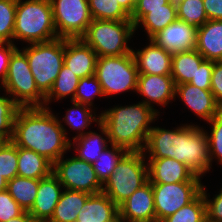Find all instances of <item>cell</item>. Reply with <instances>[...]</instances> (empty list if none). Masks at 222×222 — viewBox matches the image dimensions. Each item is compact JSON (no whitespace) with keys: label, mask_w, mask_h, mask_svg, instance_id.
<instances>
[{"label":"cell","mask_w":222,"mask_h":222,"mask_svg":"<svg viewBox=\"0 0 222 222\" xmlns=\"http://www.w3.org/2000/svg\"><path fill=\"white\" fill-rule=\"evenodd\" d=\"M49 107H20L11 141L44 156L52 164L71 148L67 130Z\"/></svg>","instance_id":"cell-1"},{"label":"cell","mask_w":222,"mask_h":222,"mask_svg":"<svg viewBox=\"0 0 222 222\" xmlns=\"http://www.w3.org/2000/svg\"><path fill=\"white\" fill-rule=\"evenodd\" d=\"M143 152L147 158H174L200 178L211 169L206 130L195 124L174 130L152 127Z\"/></svg>","instance_id":"cell-2"},{"label":"cell","mask_w":222,"mask_h":222,"mask_svg":"<svg viewBox=\"0 0 222 222\" xmlns=\"http://www.w3.org/2000/svg\"><path fill=\"white\" fill-rule=\"evenodd\" d=\"M100 123L107 129L110 145L128 151H144L151 123L159 114L143 102L115 106L99 114Z\"/></svg>","instance_id":"cell-3"},{"label":"cell","mask_w":222,"mask_h":222,"mask_svg":"<svg viewBox=\"0 0 222 222\" xmlns=\"http://www.w3.org/2000/svg\"><path fill=\"white\" fill-rule=\"evenodd\" d=\"M58 38L50 0H17L14 40L29 44Z\"/></svg>","instance_id":"cell-4"},{"label":"cell","mask_w":222,"mask_h":222,"mask_svg":"<svg viewBox=\"0 0 222 222\" xmlns=\"http://www.w3.org/2000/svg\"><path fill=\"white\" fill-rule=\"evenodd\" d=\"M134 33L135 26L131 20L92 19L80 39L96 52L97 57L120 56L132 52L127 43Z\"/></svg>","instance_id":"cell-5"},{"label":"cell","mask_w":222,"mask_h":222,"mask_svg":"<svg viewBox=\"0 0 222 222\" xmlns=\"http://www.w3.org/2000/svg\"><path fill=\"white\" fill-rule=\"evenodd\" d=\"M143 151H129L103 184L102 192L118 207L148 180V163Z\"/></svg>","instance_id":"cell-6"},{"label":"cell","mask_w":222,"mask_h":222,"mask_svg":"<svg viewBox=\"0 0 222 222\" xmlns=\"http://www.w3.org/2000/svg\"><path fill=\"white\" fill-rule=\"evenodd\" d=\"M39 91L46 96L64 65V38L29 44L22 50Z\"/></svg>","instance_id":"cell-7"},{"label":"cell","mask_w":222,"mask_h":222,"mask_svg":"<svg viewBox=\"0 0 222 222\" xmlns=\"http://www.w3.org/2000/svg\"><path fill=\"white\" fill-rule=\"evenodd\" d=\"M95 76L101 84L104 96L132 90L136 92L138 70L133 53L97 57Z\"/></svg>","instance_id":"cell-8"},{"label":"cell","mask_w":222,"mask_h":222,"mask_svg":"<svg viewBox=\"0 0 222 222\" xmlns=\"http://www.w3.org/2000/svg\"><path fill=\"white\" fill-rule=\"evenodd\" d=\"M2 87L20 107H44L45 96L36 86L26 54L18 48L11 55Z\"/></svg>","instance_id":"cell-9"},{"label":"cell","mask_w":222,"mask_h":222,"mask_svg":"<svg viewBox=\"0 0 222 222\" xmlns=\"http://www.w3.org/2000/svg\"><path fill=\"white\" fill-rule=\"evenodd\" d=\"M58 38L80 39L92 22L88 0H50Z\"/></svg>","instance_id":"cell-10"},{"label":"cell","mask_w":222,"mask_h":222,"mask_svg":"<svg viewBox=\"0 0 222 222\" xmlns=\"http://www.w3.org/2000/svg\"><path fill=\"white\" fill-rule=\"evenodd\" d=\"M52 173L65 189L82 191L90 195L102 192L103 184L99 181L93 164L64 155L53 164Z\"/></svg>","instance_id":"cell-11"},{"label":"cell","mask_w":222,"mask_h":222,"mask_svg":"<svg viewBox=\"0 0 222 222\" xmlns=\"http://www.w3.org/2000/svg\"><path fill=\"white\" fill-rule=\"evenodd\" d=\"M202 186L201 182L152 184L156 222L192 202L201 193Z\"/></svg>","instance_id":"cell-12"},{"label":"cell","mask_w":222,"mask_h":222,"mask_svg":"<svg viewBox=\"0 0 222 222\" xmlns=\"http://www.w3.org/2000/svg\"><path fill=\"white\" fill-rule=\"evenodd\" d=\"M123 222H156L152 183L148 180L119 206Z\"/></svg>","instance_id":"cell-13"},{"label":"cell","mask_w":222,"mask_h":222,"mask_svg":"<svg viewBox=\"0 0 222 222\" xmlns=\"http://www.w3.org/2000/svg\"><path fill=\"white\" fill-rule=\"evenodd\" d=\"M176 85L171 75L138 74L136 93L145 97L142 102L153 108L154 104L167 106L175 100ZM171 100V101H170Z\"/></svg>","instance_id":"cell-14"},{"label":"cell","mask_w":222,"mask_h":222,"mask_svg":"<svg viewBox=\"0 0 222 222\" xmlns=\"http://www.w3.org/2000/svg\"><path fill=\"white\" fill-rule=\"evenodd\" d=\"M197 28L184 21L176 20L154 35L151 40L168 53L196 49Z\"/></svg>","instance_id":"cell-15"},{"label":"cell","mask_w":222,"mask_h":222,"mask_svg":"<svg viewBox=\"0 0 222 222\" xmlns=\"http://www.w3.org/2000/svg\"><path fill=\"white\" fill-rule=\"evenodd\" d=\"M149 159V160H148ZM148 177L152 184L201 182V178L174 158H147Z\"/></svg>","instance_id":"cell-16"},{"label":"cell","mask_w":222,"mask_h":222,"mask_svg":"<svg viewBox=\"0 0 222 222\" xmlns=\"http://www.w3.org/2000/svg\"><path fill=\"white\" fill-rule=\"evenodd\" d=\"M175 96L195 115L207 122L222 111L211 90H203L190 83L176 85Z\"/></svg>","instance_id":"cell-17"},{"label":"cell","mask_w":222,"mask_h":222,"mask_svg":"<svg viewBox=\"0 0 222 222\" xmlns=\"http://www.w3.org/2000/svg\"><path fill=\"white\" fill-rule=\"evenodd\" d=\"M62 188V184L53 173L39 180L37 195L29 211L35 222H48L51 219L63 191Z\"/></svg>","instance_id":"cell-18"},{"label":"cell","mask_w":222,"mask_h":222,"mask_svg":"<svg viewBox=\"0 0 222 222\" xmlns=\"http://www.w3.org/2000/svg\"><path fill=\"white\" fill-rule=\"evenodd\" d=\"M97 54L81 39H64V65L79 78L95 75Z\"/></svg>","instance_id":"cell-19"},{"label":"cell","mask_w":222,"mask_h":222,"mask_svg":"<svg viewBox=\"0 0 222 222\" xmlns=\"http://www.w3.org/2000/svg\"><path fill=\"white\" fill-rule=\"evenodd\" d=\"M132 53L138 74L171 75L172 54L151 39L145 48L137 51L132 49Z\"/></svg>","instance_id":"cell-20"},{"label":"cell","mask_w":222,"mask_h":222,"mask_svg":"<svg viewBox=\"0 0 222 222\" xmlns=\"http://www.w3.org/2000/svg\"><path fill=\"white\" fill-rule=\"evenodd\" d=\"M76 222H119V207L103 192L90 195Z\"/></svg>","instance_id":"cell-21"},{"label":"cell","mask_w":222,"mask_h":222,"mask_svg":"<svg viewBox=\"0 0 222 222\" xmlns=\"http://www.w3.org/2000/svg\"><path fill=\"white\" fill-rule=\"evenodd\" d=\"M196 50L205 60L222 61V20H208L197 28Z\"/></svg>","instance_id":"cell-22"},{"label":"cell","mask_w":222,"mask_h":222,"mask_svg":"<svg viewBox=\"0 0 222 222\" xmlns=\"http://www.w3.org/2000/svg\"><path fill=\"white\" fill-rule=\"evenodd\" d=\"M100 134L89 131L85 133L83 136H79L73 139V143H70V146L75 149V152L78 153L76 157L80 160L89 162L93 164L98 157L100 156L101 152L108 146L109 143L107 129L99 122L98 123Z\"/></svg>","instance_id":"cell-23"},{"label":"cell","mask_w":222,"mask_h":222,"mask_svg":"<svg viewBox=\"0 0 222 222\" xmlns=\"http://www.w3.org/2000/svg\"><path fill=\"white\" fill-rule=\"evenodd\" d=\"M204 60L196 49L172 54L171 76L175 85L189 83L195 79L197 70Z\"/></svg>","instance_id":"cell-24"},{"label":"cell","mask_w":222,"mask_h":222,"mask_svg":"<svg viewBox=\"0 0 222 222\" xmlns=\"http://www.w3.org/2000/svg\"><path fill=\"white\" fill-rule=\"evenodd\" d=\"M53 170V164L44 156L30 149L18 147V176L30 179H43Z\"/></svg>","instance_id":"cell-25"},{"label":"cell","mask_w":222,"mask_h":222,"mask_svg":"<svg viewBox=\"0 0 222 222\" xmlns=\"http://www.w3.org/2000/svg\"><path fill=\"white\" fill-rule=\"evenodd\" d=\"M90 194L63 188L53 216L48 222H76L77 216Z\"/></svg>","instance_id":"cell-26"},{"label":"cell","mask_w":222,"mask_h":222,"mask_svg":"<svg viewBox=\"0 0 222 222\" xmlns=\"http://www.w3.org/2000/svg\"><path fill=\"white\" fill-rule=\"evenodd\" d=\"M177 20V10L170 3L165 8L148 9V13L135 25V31L143 25L148 36L151 39L169 24Z\"/></svg>","instance_id":"cell-27"},{"label":"cell","mask_w":222,"mask_h":222,"mask_svg":"<svg viewBox=\"0 0 222 222\" xmlns=\"http://www.w3.org/2000/svg\"><path fill=\"white\" fill-rule=\"evenodd\" d=\"M40 179L16 176L7 184V191L24 211H30L35 201Z\"/></svg>","instance_id":"cell-28"},{"label":"cell","mask_w":222,"mask_h":222,"mask_svg":"<svg viewBox=\"0 0 222 222\" xmlns=\"http://www.w3.org/2000/svg\"><path fill=\"white\" fill-rule=\"evenodd\" d=\"M72 103L73 107L67 109L66 115L64 116L62 121L67 124L70 129L72 128L77 131V135L73 137L74 139L87 133L86 131L84 132V130L87 129L92 122L98 124L100 122V116H97V118L95 111L91 109L93 107L89 105L78 103L75 101H72Z\"/></svg>","instance_id":"cell-29"},{"label":"cell","mask_w":222,"mask_h":222,"mask_svg":"<svg viewBox=\"0 0 222 222\" xmlns=\"http://www.w3.org/2000/svg\"><path fill=\"white\" fill-rule=\"evenodd\" d=\"M80 78L74 74L66 65H63L49 93L45 96L44 107L53 100H62L71 96V102L76 94ZM55 98V99H54Z\"/></svg>","instance_id":"cell-30"},{"label":"cell","mask_w":222,"mask_h":222,"mask_svg":"<svg viewBox=\"0 0 222 222\" xmlns=\"http://www.w3.org/2000/svg\"><path fill=\"white\" fill-rule=\"evenodd\" d=\"M107 146L100 154L98 159L93 163L94 170L99 181L104 184L112 175L121 159L129 152L120 146Z\"/></svg>","instance_id":"cell-31"},{"label":"cell","mask_w":222,"mask_h":222,"mask_svg":"<svg viewBox=\"0 0 222 222\" xmlns=\"http://www.w3.org/2000/svg\"><path fill=\"white\" fill-rule=\"evenodd\" d=\"M92 19L131 20V16L119 5L117 0H88Z\"/></svg>","instance_id":"cell-32"},{"label":"cell","mask_w":222,"mask_h":222,"mask_svg":"<svg viewBox=\"0 0 222 222\" xmlns=\"http://www.w3.org/2000/svg\"><path fill=\"white\" fill-rule=\"evenodd\" d=\"M161 222H207L206 202L202 192L192 202Z\"/></svg>","instance_id":"cell-33"},{"label":"cell","mask_w":222,"mask_h":222,"mask_svg":"<svg viewBox=\"0 0 222 222\" xmlns=\"http://www.w3.org/2000/svg\"><path fill=\"white\" fill-rule=\"evenodd\" d=\"M0 96V141L9 142L12 139L14 120L20 106L7 94ZM8 95V97H7Z\"/></svg>","instance_id":"cell-34"},{"label":"cell","mask_w":222,"mask_h":222,"mask_svg":"<svg viewBox=\"0 0 222 222\" xmlns=\"http://www.w3.org/2000/svg\"><path fill=\"white\" fill-rule=\"evenodd\" d=\"M177 19L196 28L204 25L208 18L205 13L203 0H183L177 9Z\"/></svg>","instance_id":"cell-35"},{"label":"cell","mask_w":222,"mask_h":222,"mask_svg":"<svg viewBox=\"0 0 222 222\" xmlns=\"http://www.w3.org/2000/svg\"><path fill=\"white\" fill-rule=\"evenodd\" d=\"M17 0H0V43H13Z\"/></svg>","instance_id":"cell-36"},{"label":"cell","mask_w":222,"mask_h":222,"mask_svg":"<svg viewBox=\"0 0 222 222\" xmlns=\"http://www.w3.org/2000/svg\"><path fill=\"white\" fill-rule=\"evenodd\" d=\"M18 147L12 142H0V174L10 181L18 176Z\"/></svg>","instance_id":"cell-37"},{"label":"cell","mask_w":222,"mask_h":222,"mask_svg":"<svg viewBox=\"0 0 222 222\" xmlns=\"http://www.w3.org/2000/svg\"><path fill=\"white\" fill-rule=\"evenodd\" d=\"M96 96L104 97L101 84L97 80V77L91 75L80 78L73 101L93 106V100Z\"/></svg>","instance_id":"cell-38"},{"label":"cell","mask_w":222,"mask_h":222,"mask_svg":"<svg viewBox=\"0 0 222 222\" xmlns=\"http://www.w3.org/2000/svg\"><path fill=\"white\" fill-rule=\"evenodd\" d=\"M211 124V133H207L209 158L212 166L213 159H217L220 165H222V111L217 114L212 120L208 121Z\"/></svg>","instance_id":"cell-39"},{"label":"cell","mask_w":222,"mask_h":222,"mask_svg":"<svg viewBox=\"0 0 222 222\" xmlns=\"http://www.w3.org/2000/svg\"><path fill=\"white\" fill-rule=\"evenodd\" d=\"M24 212L7 190L0 191V222L18 217Z\"/></svg>","instance_id":"cell-40"},{"label":"cell","mask_w":222,"mask_h":222,"mask_svg":"<svg viewBox=\"0 0 222 222\" xmlns=\"http://www.w3.org/2000/svg\"><path fill=\"white\" fill-rule=\"evenodd\" d=\"M205 185L202 186V194L206 202V214L207 222H222V188L216 194L215 197L208 199L210 197L205 190ZM209 195V196H208Z\"/></svg>","instance_id":"cell-41"},{"label":"cell","mask_w":222,"mask_h":222,"mask_svg":"<svg viewBox=\"0 0 222 222\" xmlns=\"http://www.w3.org/2000/svg\"><path fill=\"white\" fill-rule=\"evenodd\" d=\"M213 70V61L204 60L195 76V79H192L189 83L195 85L203 90H211V75Z\"/></svg>","instance_id":"cell-42"},{"label":"cell","mask_w":222,"mask_h":222,"mask_svg":"<svg viewBox=\"0 0 222 222\" xmlns=\"http://www.w3.org/2000/svg\"><path fill=\"white\" fill-rule=\"evenodd\" d=\"M168 0H139L131 15L134 26L148 13V9L165 8Z\"/></svg>","instance_id":"cell-43"},{"label":"cell","mask_w":222,"mask_h":222,"mask_svg":"<svg viewBox=\"0 0 222 222\" xmlns=\"http://www.w3.org/2000/svg\"><path fill=\"white\" fill-rule=\"evenodd\" d=\"M211 92L222 108V61H213Z\"/></svg>","instance_id":"cell-44"},{"label":"cell","mask_w":222,"mask_h":222,"mask_svg":"<svg viewBox=\"0 0 222 222\" xmlns=\"http://www.w3.org/2000/svg\"><path fill=\"white\" fill-rule=\"evenodd\" d=\"M17 48L13 43H0V85L6 80L11 55Z\"/></svg>","instance_id":"cell-45"},{"label":"cell","mask_w":222,"mask_h":222,"mask_svg":"<svg viewBox=\"0 0 222 222\" xmlns=\"http://www.w3.org/2000/svg\"><path fill=\"white\" fill-rule=\"evenodd\" d=\"M208 20H222V0H203Z\"/></svg>","instance_id":"cell-46"},{"label":"cell","mask_w":222,"mask_h":222,"mask_svg":"<svg viewBox=\"0 0 222 222\" xmlns=\"http://www.w3.org/2000/svg\"><path fill=\"white\" fill-rule=\"evenodd\" d=\"M119 5L131 16L135 6L136 2L134 0H117Z\"/></svg>","instance_id":"cell-47"},{"label":"cell","mask_w":222,"mask_h":222,"mask_svg":"<svg viewBox=\"0 0 222 222\" xmlns=\"http://www.w3.org/2000/svg\"><path fill=\"white\" fill-rule=\"evenodd\" d=\"M6 222H35L28 211H24L18 217L12 218Z\"/></svg>","instance_id":"cell-48"},{"label":"cell","mask_w":222,"mask_h":222,"mask_svg":"<svg viewBox=\"0 0 222 222\" xmlns=\"http://www.w3.org/2000/svg\"><path fill=\"white\" fill-rule=\"evenodd\" d=\"M8 181L0 174V191L7 190Z\"/></svg>","instance_id":"cell-49"},{"label":"cell","mask_w":222,"mask_h":222,"mask_svg":"<svg viewBox=\"0 0 222 222\" xmlns=\"http://www.w3.org/2000/svg\"><path fill=\"white\" fill-rule=\"evenodd\" d=\"M182 1L183 0H168L171 6L176 10L180 7V4L182 3Z\"/></svg>","instance_id":"cell-50"}]
</instances>
